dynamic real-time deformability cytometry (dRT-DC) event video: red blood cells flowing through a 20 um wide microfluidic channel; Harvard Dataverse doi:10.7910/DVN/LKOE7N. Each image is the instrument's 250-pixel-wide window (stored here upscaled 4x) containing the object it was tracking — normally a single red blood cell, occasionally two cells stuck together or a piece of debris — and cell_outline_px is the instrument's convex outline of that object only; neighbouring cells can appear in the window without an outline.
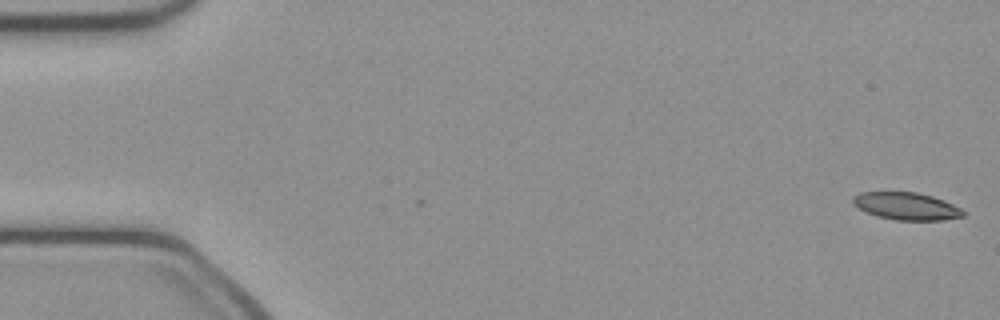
{"species": "common noctule bat (a hibernating species)", "species_latin": "Nyctalus noctula", "temperature_condition": "cold", "stored_images_in_passage": 50, "camera_frame_rate_fps": 3000, "um_per_image_px": 0.085, "animal": {"sex": "female", "body_mass_g": 21.9}, "frame": {"image": 1, "passage_image": 1, "time_ms": 0.0, "image_size_px": [1000, 320], "cell_outline_px": [[964, 216], [944, 220], [896, 220], [876, 216], [852, 204], [852, 196], [860, 192], [916, 192], [932, 196], [944, 200], [960, 208], [964, 212]], "centroid_in_image_um": [77.03, 17.52], "position_along_channel_um": 8.0, "area_um2": 17.57}}
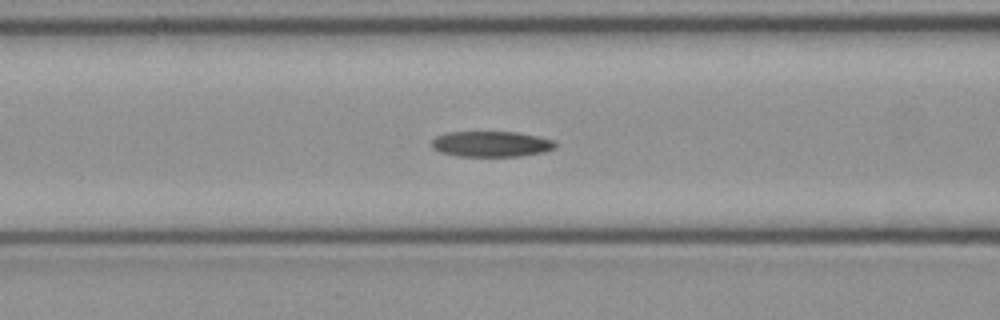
{"frame": {"image": 2, "passage_image": 20, "time_ms": 6.333, "image_size_px": [1000, 320], "cell_outline_px": [[556, 148], [544, 152], [520, 156], [456, 156], [440, 152], [432, 148], [432, 140], [436, 136], [448, 132], [516, 132], [536, 136], [552, 140], [556, 144]], "centroid_in_image_um": [41.73, 12.24], "position_along_channel_um": 124.9, "area_um2": 18.44}}
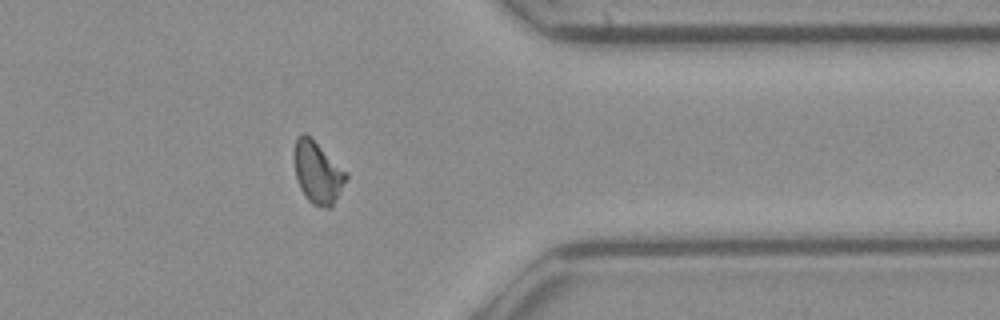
{"frame": {"image": 3, "passage_image": 40, "time_ms": 13.0, "image_size_px": [1000, 320], "cell_outline_px": [[348, 176], [332, 208], [324, 208], [312, 204], [304, 196], [296, 180], [296, 136], [304, 132], [348, 172]], "centroid_in_image_um": [27.03, 14.71], "position_along_channel_um": 384.4, "area_um2": 18.44}, "authors_computed_cell_mechanics": {"area_um2": 18.7272, "velocity_mm_per_s": 4.0967, "shape_relaxation_time_tau1_ms": null, "shape_relaxation_time_tau2_ms": 6.157, "deformation_change_tau1": null, "deformation_change_tau2": 0.1423}}